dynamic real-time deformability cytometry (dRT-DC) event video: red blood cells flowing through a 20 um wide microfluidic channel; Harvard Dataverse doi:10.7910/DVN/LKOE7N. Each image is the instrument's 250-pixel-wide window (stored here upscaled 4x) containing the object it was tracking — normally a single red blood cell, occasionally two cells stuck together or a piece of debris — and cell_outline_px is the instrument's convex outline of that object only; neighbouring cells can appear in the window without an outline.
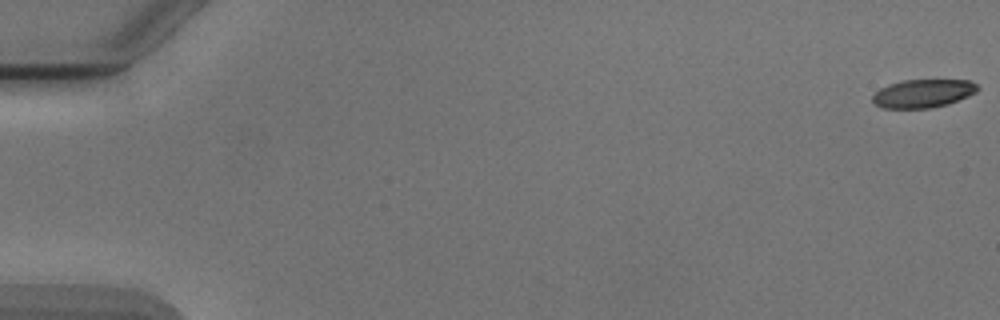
{"species": "Egyptian fruit bat (a non-hibernating species)", "species_latin": "Rousettus aegyptiacus", "temperature_condition": "cold", "stored_images_in_passage": 9, "camera_frame_rate_fps": 3000, "um_per_image_px": 0.085, "animal": {"sex": "male"}, "frame": {"image": 1, "passage_image": 1, "time_ms": 0.0, "image_size_px": [1000, 320], "cell_outline_px": [[980, 88], [976, 92], [968, 96], [948, 104], [932, 108], [884, 108], [876, 104], [872, 100], [872, 96], [880, 88], [888, 84], [904, 80], [968, 80], [976, 84]], "centroid_in_image_um": [78.46, 7.94], "position_along_channel_um": 6.5, "area_um2": 17.28}}
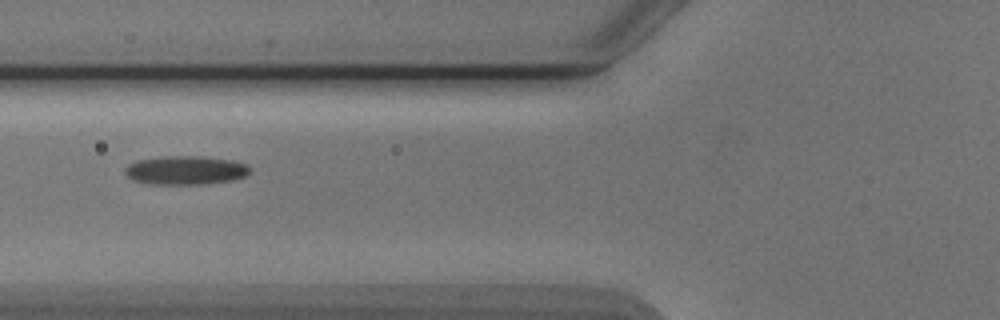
{"frame": {"image": 2, "passage_image": 6, "time_ms": 7.0, "image_size_px": [1000, 320], "cell_outline_px": [[248, 172], [244, 176], [232, 180], [200, 184], [148, 184], [132, 180], [124, 172], [124, 168], [128, 164], [136, 160], [160, 156], [200, 156], [232, 160], [248, 164]], "centroid_in_image_um": [15.7, 14.46], "position_along_channel_um": 110.1, "area_um2": 20.98}}
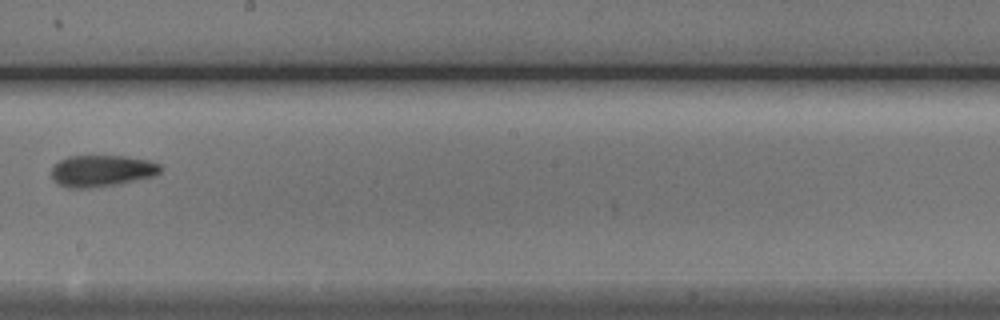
{"frame": {"image": 3, "passage_image": 9, "time_ms": 10.333, "image_size_px": [1000, 320], "cell_outline_px": [[160, 172], [152, 176], [116, 184], [88, 188], [72, 188], [60, 184], [52, 176], [52, 168], [60, 160], [68, 156], [128, 156], [148, 160], [160, 164]], "centroid_in_image_um": [8.66, 14.5], "position_along_channel_um": 239.5, "area_um2": 19.65}}